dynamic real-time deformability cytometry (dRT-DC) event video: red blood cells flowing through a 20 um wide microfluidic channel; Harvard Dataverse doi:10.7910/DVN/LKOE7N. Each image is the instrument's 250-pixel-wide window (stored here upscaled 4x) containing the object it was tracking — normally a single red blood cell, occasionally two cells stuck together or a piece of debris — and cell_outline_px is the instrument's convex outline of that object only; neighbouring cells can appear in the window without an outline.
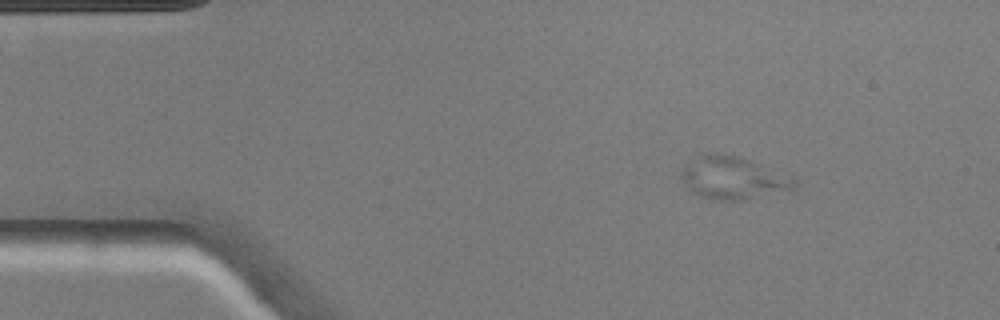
{"species": "common noctule bat (a hibernating species)", "species_latin": "Nyctalus noctula", "temperature_condition": "warm", "stored_images_in_passage": 43, "camera_frame_rate_fps": 3000, "um_per_image_px": 0.085, "animal": {"sex": "male", "body_mass_g": 20.5, "forearm_length_mm": 52.5}, "frame": {"image": 1, "passage_image": 1, "time_ms": 0.0, "image_size_px": [1000, 320], "cell_outline_px": [[796, 188], [792, 196], [740, 200], [712, 200], [700, 196], [692, 192], [680, 180], [680, 168], [692, 156], [700, 152], [732, 152], [796, 176]], "centroid_in_image_um": [62.43, 15.11], "position_along_channel_um": 22.6, "area_um2": 30.98}}
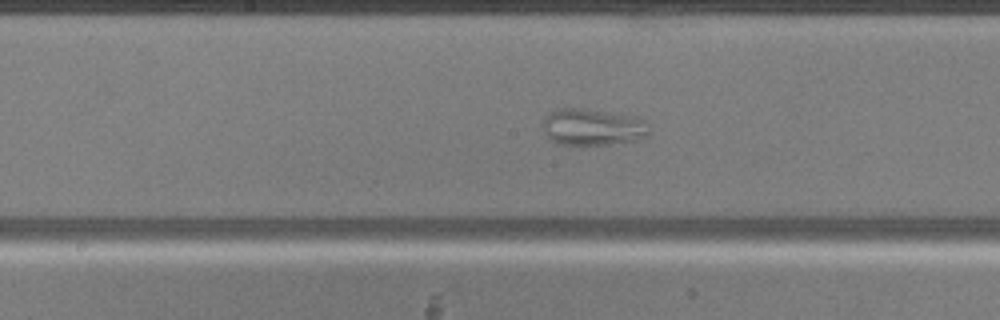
{"frame": {"image": 2, "passage_image": 19, "time_ms": 6.0, "image_size_px": [1000, 320], "cell_outline_px": [[652, 132], [648, 136], [632, 140], [608, 144], [560, 144], [552, 140], [544, 132], [544, 120], [548, 112], [556, 108], [588, 108], [636, 116], [644, 120]], "centroid_in_image_um": [50.4, 10.76], "position_along_channel_um": 197.8, "area_um2": 22.83}}
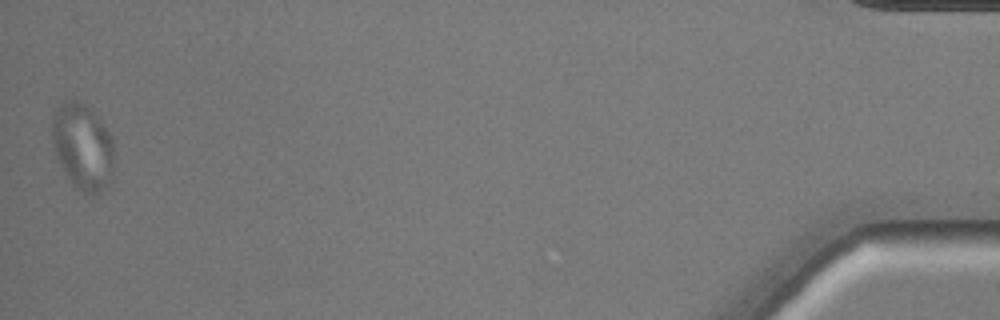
{"frame": {"image": 3, "passage_image": 43, "time_ms": 14.0, "image_size_px": [1000, 320], "cell_outline_px": [[112, 176], [104, 188], [100, 192], [92, 196], [72, 188], [56, 156], [52, 140], [52, 120], [56, 108], [68, 100], [76, 100], [84, 104], [104, 124], [112, 136]], "centroid_in_image_um": [7.01, 12.51], "position_along_channel_um": 428.2, "area_um2": 31.15}}